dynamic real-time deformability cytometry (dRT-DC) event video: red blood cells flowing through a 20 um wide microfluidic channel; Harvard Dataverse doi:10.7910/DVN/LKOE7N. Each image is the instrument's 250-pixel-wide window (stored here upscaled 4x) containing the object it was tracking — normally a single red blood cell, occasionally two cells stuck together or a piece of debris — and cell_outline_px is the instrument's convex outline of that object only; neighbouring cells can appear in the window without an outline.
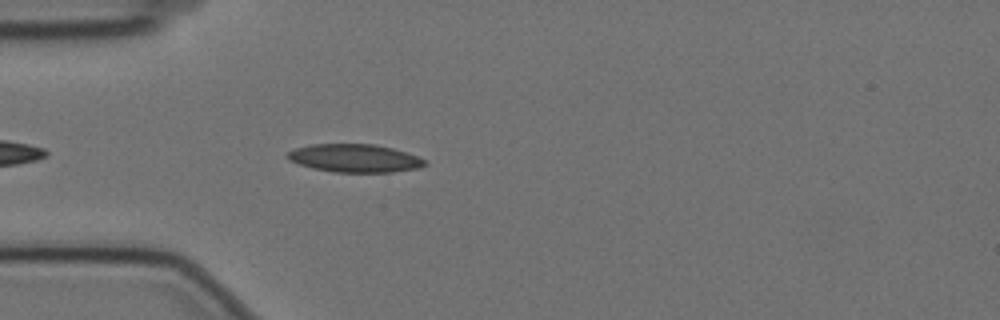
{"species": "Egyptian fruit bat (a non-hibernating species)", "species_latin": "Rousettus aegyptiacus", "temperature_condition": "cold", "stored_images_in_passage": 46, "camera_frame_rate_fps": 3000, "um_per_image_px": 0.085, "animal": {"sex": "female"}, "frame": {"image": 1, "passage_image": 5, "time_ms": 1.333, "image_size_px": [1000, 320], "cell_outline_px": [[428, 164], [416, 168], [392, 172], [332, 172], [312, 168], [288, 160], [284, 156], [288, 152], [296, 148], [312, 144], [376, 144], [392, 148], [416, 156], [424, 160]], "centroid_in_image_um": [30.1, 13.44], "position_along_channel_um": 54.9, "area_um2": 22.37}}
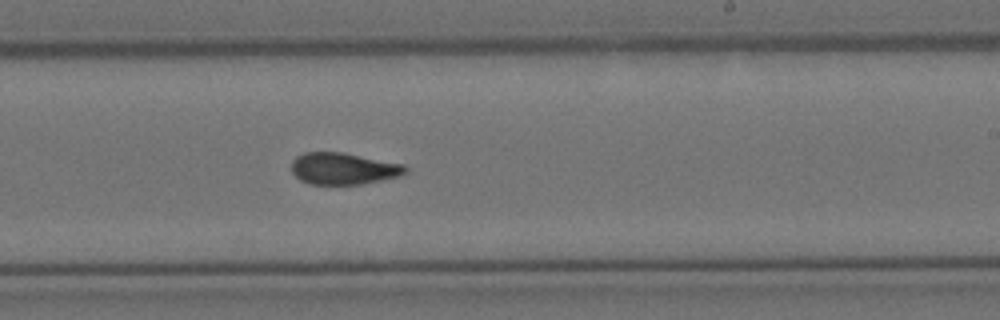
{"frame": {"image": 2, "passage_image": 23, "time_ms": 7.333, "image_size_px": [1000, 320], "cell_outline_px": [[408, 172], [400, 176], [360, 184], [308, 184], [300, 180], [292, 172], [292, 160], [296, 156], [304, 152], [344, 152], [404, 164], [408, 168]], "centroid_in_image_um": [29.2, 14.32], "position_along_channel_um": 259.8, "area_um2": 21.21}}
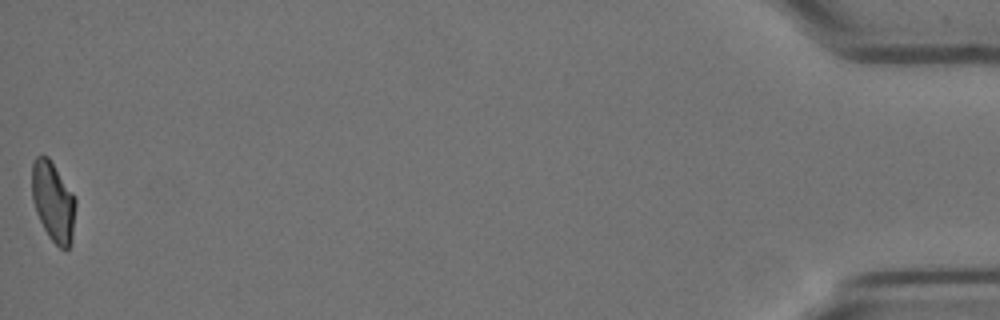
{"frame": {"image": 3, "passage_image": 46, "time_ms": 15.0, "image_size_px": [1000, 320], "cell_outline_px": [[76, 204], [72, 244], [68, 248], [60, 248], [48, 236], [36, 212], [32, 200], [32, 160], [36, 156], [48, 156], [72, 192], [76, 200]], "centroid_in_image_um": [4.52, 17.14], "position_along_channel_um": 430.7, "area_um2": 20.35}, "authors_computed_cell_mechanics": {"area_um2": 21.4149, "velocity_mm_per_s": 3.5125, "shape_relaxation_time_tau1_ms": 10.5833, "shape_relaxation_time_tau2_ms": 2.224, "deformation_change_tau1": 0.2206, "deformation_change_tau2": 0.0783}}